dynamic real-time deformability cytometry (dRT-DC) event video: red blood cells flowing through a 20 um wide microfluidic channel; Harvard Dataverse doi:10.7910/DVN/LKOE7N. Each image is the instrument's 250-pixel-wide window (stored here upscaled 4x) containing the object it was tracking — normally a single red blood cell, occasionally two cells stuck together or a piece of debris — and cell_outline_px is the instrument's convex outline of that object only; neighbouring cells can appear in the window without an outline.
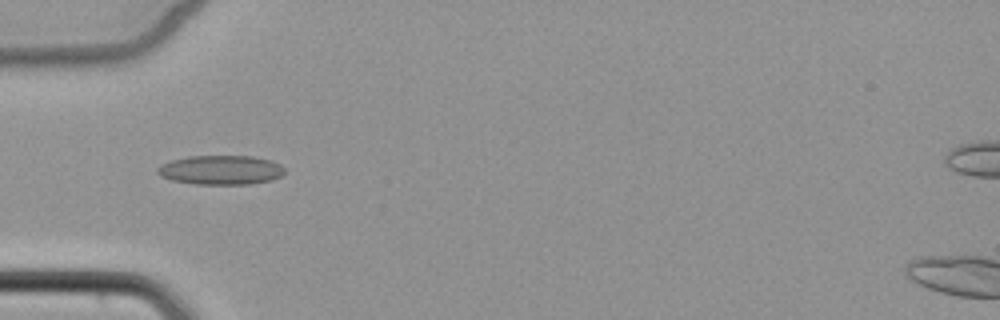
{"species": "common noctule bat (a hibernating species)", "species_latin": "Nyctalus noctula", "temperature_condition": "cold", "stored_images_in_passage": 7, "camera_frame_rate_fps": 3000, "um_per_image_px": 0.085, "animal": {"sex": "female", "body_mass_g": 22.7, "forearm_length_mm": 54.2}, "frame": {"image": 1, "passage_image": 5, "time_ms": 4.667, "image_size_px": [1000, 320], "cell_outline_px": [[284, 172], [280, 176], [272, 180], [248, 184], [196, 184], [172, 180], [160, 176], [156, 172], [156, 168], [160, 164], [172, 160], [188, 156], [252, 156], [272, 160], [280, 164], [284, 168]], "centroid_in_image_um": [18.75, 14.44], "position_along_channel_um": 66.2, "area_um2": 21.79}}
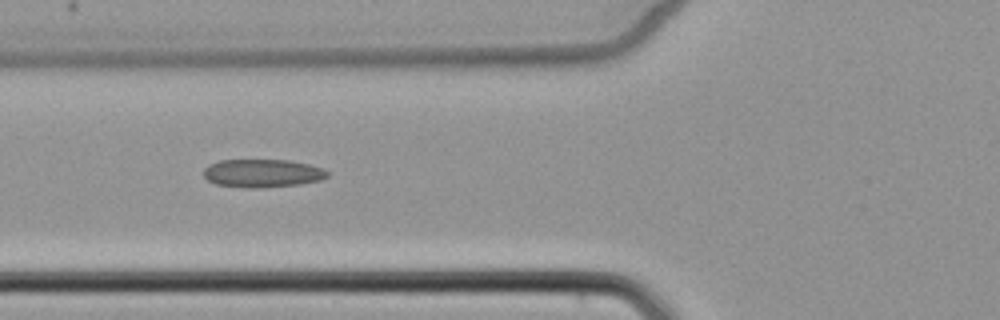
{"frame": {"image": 2, "passage_image": 6, "time_ms": 5.667, "image_size_px": [1000, 320], "cell_outline_px": [[328, 176], [320, 180], [300, 184], [260, 188], [248, 188], [216, 184], [208, 180], [204, 176], [204, 168], [208, 164], [220, 160], [288, 160], [308, 164], [324, 168], [328, 172]], "centroid_in_image_um": [22.3, 14.72], "position_along_channel_um": 103.5, "area_um2": 20.35}}
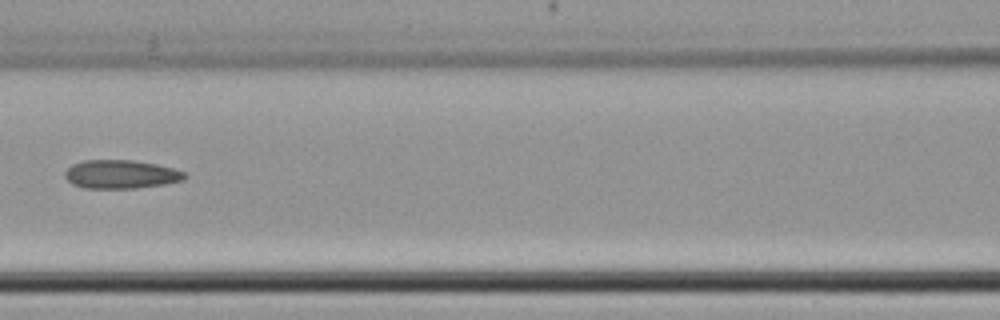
{"frame": {"image": 3, "passage_image": 7, "time_ms": 7.0, "image_size_px": [1000, 320], "cell_outline_px": [[188, 176], [184, 180], [164, 184], [136, 188], [84, 188], [72, 184], [64, 176], [64, 172], [72, 164], [84, 160], [132, 160], [156, 164], [172, 168], [184, 172]], "centroid_in_image_um": [10.27, 14.81], "position_along_channel_um": 156.3, "area_um2": 19.94}}